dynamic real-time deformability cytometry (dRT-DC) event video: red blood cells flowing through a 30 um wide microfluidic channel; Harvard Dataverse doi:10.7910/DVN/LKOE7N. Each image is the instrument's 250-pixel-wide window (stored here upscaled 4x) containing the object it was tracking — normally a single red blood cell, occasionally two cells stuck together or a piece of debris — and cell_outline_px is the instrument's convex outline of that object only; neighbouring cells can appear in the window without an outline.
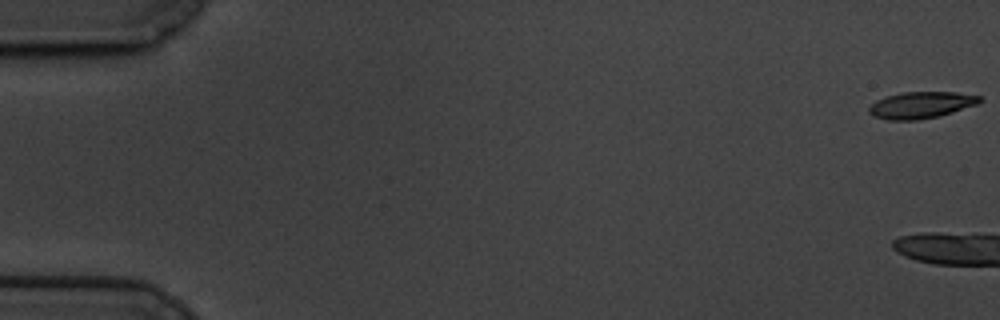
{"species": "common noctule bat (a hibernating species)", "species_latin": "Nyctalus noctula", "temperature_condition": "cold", "stored_images_in_passage": 15, "camera_frame_rate_fps": 3000, "um_per_image_px": 0.085, "animal": {"sex": "male", "body_mass_g": 19.5, "forearm_length_mm": 54.6}, "frame": {"image": 1, "passage_image": 1, "time_ms": 0.0, "image_size_px": [1000, 320], "cell_outline_px": [[984, 100], [980, 104], [940, 116], [920, 120], [888, 120], [872, 116], [868, 112], [868, 108], [876, 100], [884, 96], [900, 92], [956, 92], [980, 96]], "centroid_in_image_um": [78.31, 8.93], "position_along_channel_um": 6.7, "area_um2": 17.57}}
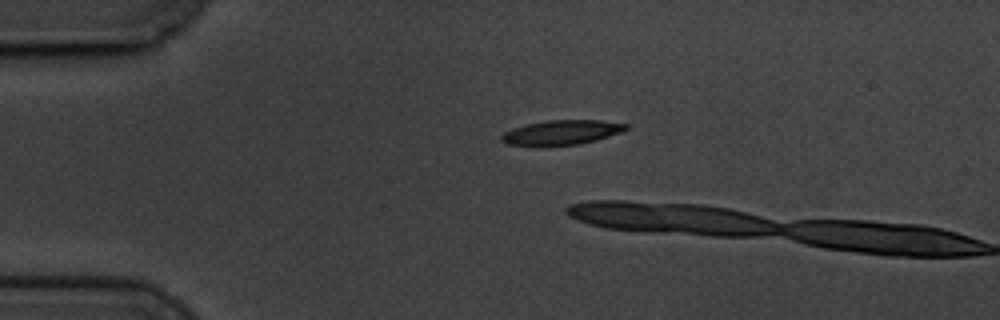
{"frame": {"image": 2, "passage_image": 14, "time_ms": 4.333, "image_size_px": [1000, 320], "cell_outline_px": [[628, 128], [620, 132], [596, 140], [580, 144], [544, 148], [540, 148], [508, 144], [500, 140], [500, 136], [504, 132], [512, 128], [524, 124], [548, 120], [604, 120], [628, 124]], "centroid_in_image_um": [47.66, 11.29], "position_along_channel_um": 37.3, "area_um2": 18.55}}